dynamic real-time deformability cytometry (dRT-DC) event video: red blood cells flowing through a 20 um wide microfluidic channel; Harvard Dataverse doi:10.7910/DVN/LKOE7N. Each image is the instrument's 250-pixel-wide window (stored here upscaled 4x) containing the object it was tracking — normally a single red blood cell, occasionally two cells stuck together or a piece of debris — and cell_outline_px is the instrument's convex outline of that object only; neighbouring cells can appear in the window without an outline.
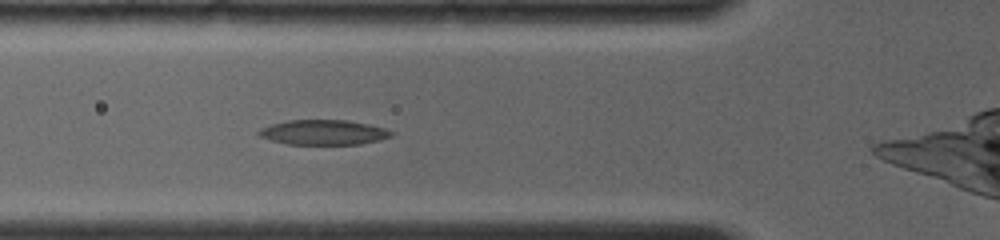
{"species": "common noctule bat (a hibernating species)", "species_latin": "Nyctalus noctula", "temperature_condition": "room temperature", "stored_images_in_passage": 3, "camera_frame_rate_fps": 4000, "um_per_image_px": 0.085, "animal": {"sex": "female", "body_mass_g": 19.0, "forearm_length_mm": 56.7}, "frame": {"image": 1, "passage_image": 3, "time_ms": 1.75, "image_size_px": [1000, 240], "cell_outline_px": [[396, 132], [392, 136], [380, 140], [360, 144], [288, 144], [272, 140], [260, 136], [256, 132], [260, 128], [272, 124], [288, 120], [348, 120], [368, 124], [384, 128]], "centroid_in_image_um": [27.53, 11.24], "position_along_channel_um": 98.3, "area_um2": 19.25}}